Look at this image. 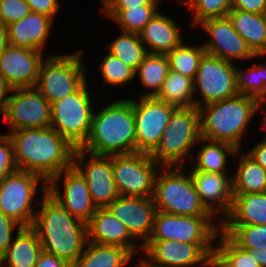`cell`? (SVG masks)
I'll use <instances>...</instances> for the list:
<instances>
[{
	"label": "cell",
	"mask_w": 266,
	"mask_h": 267,
	"mask_svg": "<svg viewBox=\"0 0 266 267\" xmlns=\"http://www.w3.org/2000/svg\"><path fill=\"white\" fill-rule=\"evenodd\" d=\"M7 134L18 170L38 174L48 183L73 166L77 148L50 126L14 130Z\"/></svg>",
	"instance_id": "cell-1"
},
{
	"label": "cell",
	"mask_w": 266,
	"mask_h": 267,
	"mask_svg": "<svg viewBox=\"0 0 266 267\" xmlns=\"http://www.w3.org/2000/svg\"><path fill=\"white\" fill-rule=\"evenodd\" d=\"M39 197L32 228L42 250L74 266L88 241L87 224L71 216L48 191Z\"/></svg>",
	"instance_id": "cell-2"
},
{
	"label": "cell",
	"mask_w": 266,
	"mask_h": 267,
	"mask_svg": "<svg viewBox=\"0 0 266 267\" xmlns=\"http://www.w3.org/2000/svg\"><path fill=\"white\" fill-rule=\"evenodd\" d=\"M121 98L95 107L90 135L81 150L98 156L136 153L133 98Z\"/></svg>",
	"instance_id": "cell-3"
},
{
	"label": "cell",
	"mask_w": 266,
	"mask_h": 267,
	"mask_svg": "<svg viewBox=\"0 0 266 267\" xmlns=\"http://www.w3.org/2000/svg\"><path fill=\"white\" fill-rule=\"evenodd\" d=\"M257 104L255 98L238 94L198 107L201 137L242 149L248 125L257 116Z\"/></svg>",
	"instance_id": "cell-4"
},
{
	"label": "cell",
	"mask_w": 266,
	"mask_h": 267,
	"mask_svg": "<svg viewBox=\"0 0 266 267\" xmlns=\"http://www.w3.org/2000/svg\"><path fill=\"white\" fill-rule=\"evenodd\" d=\"M200 138L198 107L176 108L160 142L149 155L161 167H185Z\"/></svg>",
	"instance_id": "cell-5"
},
{
	"label": "cell",
	"mask_w": 266,
	"mask_h": 267,
	"mask_svg": "<svg viewBox=\"0 0 266 267\" xmlns=\"http://www.w3.org/2000/svg\"><path fill=\"white\" fill-rule=\"evenodd\" d=\"M186 167H161L158 171L153 195L156 211L182 216H213L202 204Z\"/></svg>",
	"instance_id": "cell-6"
},
{
	"label": "cell",
	"mask_w": 266,
	"mask_h": 267,
	"mask_svg": "<svg viewBox=\"0 0 266 267\" xmlns=\"http://www.w3.org/2000/svg\"><path fill=\"white\" fill-rule=\"evenodd\" d=\"M82 50L49 54L43 60L35 88L50 102L76 92L87 81V64Z\"/></svg>",
	"instance_id": "cell-7"
},
{
	"label": "cell",
	"mask_w": 266,
	"mask_h": 267,
	"mask_svg": "<svg viewBox=\"0 0 266 267\" xmlns=\"http://www.w3.org/2000/svg\"><path fill=\"white\" fill-rule=\"evenodd\" d=\"M47 191L48 183L41 176L16 170L0 180V212L22 227H32L40 202L36 195Z\"/></svg>",
	"instance_id": "cell-8"
},
{
	"label": "cell",
	"mask_w": 266,
	"mask_h": 267,
	"mask_svg": "<svg viewBox=\"0 0 266 267\" xmlns=\"http://www.w3.org/2000/svg\"><path fill=\"white\" fill-rule=\"evenodd\" d=\"M86 81L76 92L51 103V124L75 148L87 141L94 113L95 102L91 87ZM90 90V91H89ZM94 103V104H93Z\"/></svg>",
	"instance_id": "cell-9"
},
{
	"label": "cell",
	"mask_w": 266,
	"mask_h": 267,
	"mask_svg": "<svg viewBox=\"0 0 266 267\" xmlns=\"http://www.w3.org/2000/svg\"><path fill=\"white\" fill-rule=\"evenodd\" d=\"M221 223L214 216H182L156 211L149 240L215 244Z\"/></svg>",
	"instance_id": "cell-10"
},
{
	"label": "cell",
	"mask_w": 266,
	"mask_h": 267,
	"mask_svg": "<svg viewBox=\"0 0 266 267\" xmlns=\"http://www.w3.org/2000/svg\"><path fill=\"white\" fill-rule=\"evenodd\" d=\"M236 64L239 63L226 61L208 53L203 55L194 79L196 107L238 95L235 80Z\"/></svg>",
	"instance_id": "cell-11"
},
{
	"label": "cell",
	"mask_w": 266,
	"mask_h": 267,
	"mask_svg": "<svg viewBox=\"0 0 266 267\" xmlns=\"http://www.w3.org/2000/svg\"><path fill=\"white\" fill-rule=\"evenodd\" d=\"M160 169L147 153L112 155L113 178L120 196L153 197Z\"/></svg>",
	"instance_id": "cell-12"
},
{
	"label": "cell",
	"mask_w": 266,
	"mask_h": 267,
	"mask_svg": "<svg viewBox=\"0 0 266 267\" xmlns=\"http://www.w3.org/2000/svg\"><path fill=\"white\" fill-rule=\"evenodd\" d=\"M215 244L148 240L142 246L138 263L143 267H204L206 255Z\"/></svg>",
	"instance_id": "cell-13"
},
{
	"label": "cell",
	"mask_w": 266,
	"mask_h": 267,
	"mask_svg": "<svg viewBox=\"0 0 266 267\" xmlns=\"http://www.w3.org/2000/svg\"><path fill=\"white\" fill-rule=\"evenodd\" d=\"M3 115L11 131L45 128L51 124V103L35 88H16Z\"/></svg>",
	"instance_id": "cell-14"
},
{
	"label": "cell",
	"mask_w": 266,
	"mask_h": 267,
	"mask_svg": "<svg viewBox=\"0 0 266 267\" xmlns=\"http://www.w3.org/2000/svg\"><path fill=\"white\" fill-rule=\"evenodd\" d=\"M175 109L156 97L133 98L136 153L150 154L156 148Z\"/></svg>",
	"instance_id": "cell-15"
},
{
	"label": "cell",
	"mask_w": 266,
	"mask_h": 267,
	"mask_svg": "<svg viewBox=\"0 0 266 267\" xmlns=\"http://www.w3.org/2000/svg\"><path fill=\"white\" fill-rule=\"evenodd\" d=\"M209 36L202 43L206 53L236 63L240 61L265 58L266 55H256L238 34L228 16L209 18L196 26V29ZM237 60V61H236ZM236 61V62H235Z\"/></svg>",
	"instance_id": "cell-16"
},
{
	"label": "cell",
	"mask_w": 266,
	"mask_h": 267,
	"mask_svg": "<svg viewBox=\"0 0 266 267\" xmlns=\"http://www.w3.org/2000/svg\"><path fill=\"white\" fill-rule=\"evenodd\" d=\"M73 166L85 178L97 208L108 207L120 196L113 178L112 156L93 155L77 148Z\"/></svg>",
	"instance_id": "cell-17"
},
{
	"label": "cell",
	"mask_w": 266,
	"mask_h": 267,
	"mask_svg": "<svg viewBox=\"0 0 266 267\" xmlns=\"http://www.w3.org/2000/svg\"><path fill=\"white\" fill-rule=\"evenodd\" d=\"M48 192L71 216L86 224L96 212L97 207L92 201L88 184L74 166L53 177L48 182Z\"/></svg>",
	"instance_id": "cell-18"
},
{
	"label": "cell",
	"mask_w": 266,
	"mask_h": 267,
	"mask_svg": "<svg viewBox=\"0 0 266 267\" xmlns=\"http://www.w3.org/2000/svg\"><path fill=\"white\" fill-rule=\"evenodd\" d=\"M186 169L202 204L221 223L233 206L232 173H208L193 170L190 166Z\"/></svg>",
	"instance_id": "cell-19"
},
{
	"label": "cell",
	"mask_w": 266,
	"mask_h": 267,
	"mask_svg": "<svg viewBox=\"0 0 266 267\" xmlns=\"http://www.w3.org/2000/svg\"><path fill=\"white\" fill-rule=\"evenodd\" d=\"M45 54L8 45L0 54V76L13 89L35 87Z\"/></svg>",
	"instance_id": "cell-20"
},
{
	"label": "cell",
	"mask_w": 266,
	"mask_h": 267,
	"mask_svg": "<svg viewBox=\"0 0 266 267\" xmlns=\"http://www.w3.org/2000/svg\"><path fill=\"white\" fill-rule=\"evenodd\" d=\"M107 208L142 246L149 240L156 213L153 197L119 196Z\"/></svg>",
	"instance_id": "cell-21"
},
{
	"label": "cell",
	"mask_w": 266,
	"mask_h": 267,
	"mask_svg": "<svg viewBox=\"0 0 266 267\" xmlns=\"http://www.w3.org/2000/svg\"><path fill=\"white\" fill-rule=\"evenodd\" d=\"M87 235L90 242L120 246L138 257L142 254V245L129 233L125 224L118 220L107 207L96 209L87 223Z\"/></svg>",
	"instance_id": "cell-22"
},
{
	"label": "cell",
	"mask_w": 266,
	"mask_h": 267,
	"mask_svg": "<svg viewBox=\"0 0 266 267\" xmlns=\"http://www.w3.org/2000/svg\"><path fill=\"white\" fill-rule=\"evenodd\" d=\"M54 22L47 15L31 11L23 19L6 26L8 45L44 52Z\"/></svg>",
	"instance_id": "cell-23"
},
{
	"label": "cell",
	"mask_w": 266,
	"mask_h": 267,
	"mask_svg": "<svg viewBox=\"0 0 266 267\" xmlns=\"http://www.w3.org/2000/svg\"><path fill=\"white\" fill-rule=\"evenodd\" d=\"M177 24L175 19L159 10L138 34L147 52L167 55L185 40L182 28Z\"/></svg>",
	"instance_id": "cell-24"
},
{
	"label": "cell",
	"mask_w": 266,
	"mask_h": 267,
	"mask_svg": "<svg viewBox=\"0 0 266 267\" xmlns=\"http://www.w3.org/2000/svg\"><path fill=\"white\" fill-rule=\"evenodd\" d=\"M196 149L195 151L197 153L192 155L191 165L187 163L193 170L208 173H232L233 168L230 162L233 161L232 159H234L238 150L234 146L225 142L212 141L201 137L196 145ZM228 160L231 161L229 162ZM230 165L231 169L228 167Z\"/></svg>",
	"instance_id": "cell-25"
},
{
	"label": "cell",
	"mask_w": 266,
	"mask_h": 267,
	"mask_svg": "<svg viewBox=\"0 0 266 267\" xmlns=\"http://www.w3.org/2000/svg\"><path fill=\"white\" fill-rule=\"evenodd\" d=\"M41 251L37 232L32 227H22L0 257V267H35Z\"/></svg>",
	"instance_id": "cell-26"
},
{
	"label": "cell",
	"mask_w": 266,
	"mask_h": 267,
	"mask_svg": "<svg viewBox=\"0 0 266 267\" xmlns=\"http://www.w3.org/2000/svg\"><path fill=\"white\" fill-rule=\"evenodd\" d=\"M234 158H237L233 161L237 162V169L232 172L233 194L266 192V169L251 158L245 150H237Z\"/></svg>",
	"instance_id": "cell-27"
},
{
	"label": "cell",
	"mask_w": 266,
	"mask_h": 267,
	"mask_svg": "<svg viewBox=\"0 0 266 267\" xmlns=\"http://www.w3.org/2000/svg\"><path fill=\"white\" fill-rule=\"evenodd\" d=\"M233 196L232 209L221 225L266 224V192Z\"/></svg>",
	"instance_id": "cell-28"
},
{
	"label": "cell",
	"mask_w": 266,
	"mask_h": 267,
	"mask_svg": "<svg viewBox=\"0 0 266 267\" xmlns=\"http://www.w3.org/2000/svg\"><path fill=\"white\" fill-rule=\"evenodd\" d=\"M227 16L251 50L256 55H266V20L264 14L232 9Z\"/></svg>",
	"instance_id": "cell-29"
},
{
	"label": "cell",
	"mask_w": 266,
	"mask_h": 267,
	"mask_svg": "<svg viewBox=\"0 0 266 267\" xmlns=\"http://www.w3.org/2000/svg\"><path fill=\"white\" fill-rule=\"evenodd\" d=\"M135 257L128 249L87 241L73 267H125Z\"/></svg>",
	"instance_id": "cell-30"
},
{
	"label": "cell",
	"mask_w": 266,
	"mask_h": 267,
	"mask_svg": "<svg viewBox=\"0 0 266 267\" xmlns=\"http://www.w3.org/2000/svg\"><path fill=\"white\" fill-rule=\"evenodd\" d=\"M170 71L167 55L148 53L135 72V78L143 88L138 97H156Z\"/></svg>",
	"instance_id": "cell-31"
},
{
	"label": "cell",
	"mask_w": 266,
	"mask_h": 267,
	"mask_svg": "<svg viewBox=\"0 0 266 267\" xmlns=\"http://www.w3.org/2000/svg\"><path fill=\"white\" fill-rule=\"evenodd\" d=\"M156 98L176 108L195 106L194 80L171 70Z\"/></svg>",
	"instance_id": "cell-32"
},
{
	"label": "cell",
	"mask_w": 266,
	"mask_h": 267,
	"mask_svg": "<svg viewBox=\"0 0 266 267\" xmlns=\"http://www.w3.org/2000/svg\"><path fill=\"white\" fill-rule=\"evenodd\" d=\"M119 33L116 39L106 43L105 53L108 51L113 54L136 72L148 52L137 33L124 31Z\"/></svg>",
	"instance_id": "cell-33"
},
{
	"label": "cell",
	"mask_w": 266,
	"mask_h": 267,
	"mask_svg": "<svg viewBox=\"0 0 266 267\" xmlns=\"http://www.w3.org/2000/svg\"><path fill=\"white\" fill-rule=\"evenodd\" d=\"M235 80L239 95L266 101V61L254 62L246 69L236 65Z\"/></svg>",
	"instance_id": "cell-34"
},
{
	"label": "cell",
	"mask_w": 266,
	"mask_h": 267,
	"mask_svg": "<svg viewBox=\"0 0 266 267\" xmlns=\"http://www.w3.org/2000/svg\"><path fill=\"white\" fill-rule=\"evenodd\" d=\"M159 6H141L131 9H100L120 31L137 33L158 13Z\"/></svg>",
	"instance_id": "cell-35"
},
{
	"label": "cell",
	"mask_w": 266,
	"mask_h": 267,
	"mask_svg": "<svg viewBox=\"0 0 266 267\" xmlns=\"http://www.w3.org/2000/svg\"><path fill=\"white\" fill-rule=\"evenodd\" d=\"M183 40L177 47L167 54L172 71L185 77L195 79L200 61L206 53L201 44H191Z\"/></svg>",
	"instance_id": "cell-36"
},
{
	"label": "cell",
	"mask_w": 266,
	"mask_h": 267,
	"mask_svg": "<svg viewBox=\"0 0 266 267\" xmlns=\"http://www.w3.org/2000/svg\"><path fill=\"white\" fill-rule=\"evenodd\" d=\"M192 13L191 27L209 18L225 17L232 10V0H179Z\"/></svg>",
	"instance_id": "cell-37"
},
{
	"label": "cell",
	"mask_w": 266,
	"mask_h": 267,
	"mask_svg": "<svg viewBox=\"0 0 266 267\" xmlns=\"http://www.w3.org/2000/svg\"><path fill=\"white\" fill-rule=\"evenodd\" d=\"M100 61L97 68L105 86L123 87L122 85L136 79L135 71L113 54L107 52Z\"/></svg>",
	"instance_id": "cell-38"
},
{
	"label": "cell",
	"mask_w": 266,
	"mask_h": 267,
	"mask_svg": "<svg viewBox=\"0 0 266 267\" xmlns=\"http://www.w3.org/2000/svg\"><path fill=\"white\" fill-rule=\"evenodd\" d=\"M221 231L241 248L266 249V224L221 225Z\"/></svg>",
	"instance_id": "cell-39"
},
{
	"label": "cell",
	"mask_w": 266,
	"mask_h": 267,
	"mask_svg": "<svg viewBox=\"0 0 266 267\" xmlns=\"http://www.w3.org/2000/svg\"><path fill=\"white\" fill-rule=\"evenodd\" d=\"M215 247L232 263L234 267H260L252 256L236 245L225 233L219 231Z\"/></svg>",
	"instance_id": "cell-40"
},
{
	"label": "cell",
	"mask_w": 266,
	"mask_h": 267,
	"mask_svg": "<svg viewBox=\"0 0 266 267\" xmlns=\"http://www.w3.org/2000/svg\"><path fill=\"white\" fill-rule=\"evenodd\" d=\"M30 12L26 0H2L0 2V23L7 26L23 19Z\"/></svg>",
	"instance_id": "cell-41"
},
{
	"label": "cell",
	"mask_w": 266,
	"mask_h": 267,
	"mask_svg": "<svg viewBox=\"0 0 266 267\" xmlns=\"http://www.w3.org/2000/svg\"><path fill=\"white\" fill-rule=\"evenodd\" d=\"M18 170L13 153V145L7 133L0 134V180Z\"/></svg>",
	"instance_id": "cell-42"
},
{
	"label": "cell",
	"mask_w": 266,
	"mask_h": 267,
	"mask_svg": "<svg viewBox=\"0 0 266 267\" xmlns=\"http://www.w3.org/2000/svg\"><path fill=\"white\" fill-rule=\"evenodd\" d=\"M21 228L20 224L0 212V257L6 252L12 242L15 229L19 231Z\"/></svg>",
	"instance_id": "cell-43"
},
{
	"label": "cell",
	"mask_w": 266,
	"mask_h": 267,
	"mask_svg": "<svg viewBox=\"0 0 266 267\" xmlns=\"http://www.w3.org/2000/svg\"><path fill=\"white\" fill-rule=\"evenodd\" d=\"M101 9H131L141 6H159L161 0H101Z\"/></svg>",
	"instance_id": "cell-44"
},
{
	"label": "cell",
	"mask_w": 266,
	"mask_h": 267,
	"mask_svg": "<svg viewBox=\"0 0 266 267\" xmlns=\"http://www.w3.org/2000/svg\"><path fill=\"white\" fill-rule=\"evenodd\" d=\"M26 2L31 11L47 15L54 20L60 12L62 3L60 0H26Z\"/></svg>",
	"instance_id": "cell-45"
},
{
	"label": "cell",
	"mask_w": 266,
	"mask_h": 267,
	"mask_svg": "<svg viewBox=\"0 0 266 267\" xmlns=\"http://www.w3.org/2000/svg\"><path fill=\"white\" fill-rule=\"evenodd\" d=\"M232 9L264 14L266 12V0H232Z\"/></svg>",
	"instance_id": "cell-46"
},
{
	"label": "cell",
	"mask_w": 266,
	"mask_h": 267,
	"mask_svg": "<svg viewBox=\"0 0 266 267\" xmlns=\"http://www.w3.org/2000/svg\"><path fill=\"white\" fill-rule=\"evenodd\" d=\"M35 267H73L65 260L56 257L44 250L38 255Z\"/></svg>",
	"instance_id": "cell-47"
},
{
	"label": "cell",
	"mask_w": 266,
	"mask_h": 267,
	"mask_svg": "<svg viewBox=\"0 0 266 267\" xmlns=\"http://www.w3.org/2000/svg\"><path fill=\"white\" fill-rule=\"evenodd\" d=\"M204 267H234V266L216 247H214L206 255Z\"/></svg>",
	"instance_id": "cell-48"
},
{
	"label": "cell",
	"mask_w": 266,
	"mask_h": 267,
	"mask_svg": "<svg viewBox=\"0 0 266 267\" xmlns=\"http://www.w3.org/2000/svg\"><path fill=\"white\" fill-rule=\"evenodd\" d=\"M245 152L266 169V138H262L260 141L258 140L252 148Z\"/></svg>",
	"instance_id": "cell-49"
},
{
	"label": "cell",
	"mask_w": 266,
	"mask_h": 267,
	"mask_svg": "<svg viewBox=\"0 0 266 267\" xmlns=\"http://www.w3.org/2000/svg\"><path fill=\"white\" fill-rule=\"evenodd\" d=\"M12 90L13 88L8 84V82L0 76V115L2 117L4 115Z\"/></svg>",
	"instance_id": "cell-50"
},
{
	"label": "cell",
	"mask_w": 266,
	"mask_h": 267,
	"mask_svg": "<svg viewBox=\"0 0 266 267\" xmlns=\"http://www.w3.org/2000/svg\"><path fill=\"white\" fill-rule=\"evenodd\" d=\"M245 249L252 258L257 261L260 267H266V249L242 248Z\"/></svg>",
	"instance_id": "cell-51"
},
{
	"label": "cell",
	"mask_w": 266,
	"mask_h": 267,
	"mask_svg": "<svg viewBox=\"0 0 266 267\" xmlns=\"http://www.w3.org/2000/svg\"><path fill=\"white\" fill-rule=\"evenodd\" d=\"M7 46H8L7 28L5 25L0 23V54Z\"/></svg>",
	"instance_id": "cell-52"
},
{
	"label": "cell",
	"mask_w": 266,
	"mask_h": 267,
	"mask_svg": "<svg viewBox=\"0 0 266 267\" xmlns=\"http://www.w3.org/2000/svg\"><path fill=\"white\" fill-rule=\"evenodd\" d=\"M261 109V110H260ZM261 111V114H263V119H261L262 121L261 124H260V128L262 130L265 129V135L266 136V101H258V104H257V114ZM263 112V113H262ZM263 122V123H262ZM266 138V137H265Z\"/></svg>",
	"instance_id": "cell-53"
},
{
	"label": "cell",
	"mask_w": 266,
	"mask_h": 267,
	"mask_svg": "<svg viewBox=\"0 0 266 267\" xmlns=\"http://www.w3.org/2000/svg\"><path fill=\"white\" fill-rule=\"evenodd\" d=\"M134 265H135V267H143V266L140 265L137 261H136V263H135Z\"/></svg>",
	"instance_id": "cell-54"
}]
</instances>
